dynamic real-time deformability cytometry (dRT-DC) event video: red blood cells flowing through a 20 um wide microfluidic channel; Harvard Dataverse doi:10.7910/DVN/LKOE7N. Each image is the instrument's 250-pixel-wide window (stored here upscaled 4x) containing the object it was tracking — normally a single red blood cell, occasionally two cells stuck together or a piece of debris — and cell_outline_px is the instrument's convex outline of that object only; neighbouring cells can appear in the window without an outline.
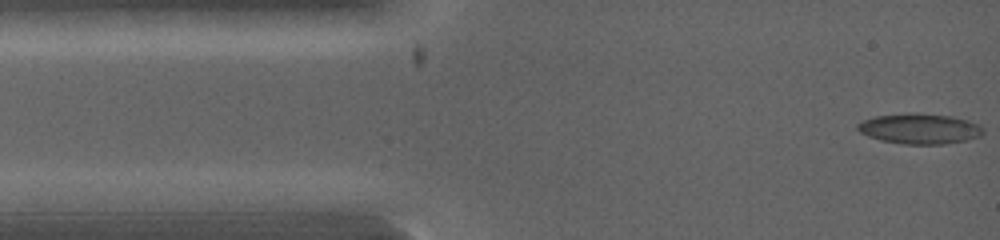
{"species": "common noctule bat (a hibernating species)", "species_latin": "Nyctalus noctula", "temperature_condition": "warm", "stored_images_in_passage": 27, "camera_frame_rate_fps": 5000, "um_per_image_px": 0.085, "animal": {"sex": "female", "body_mass_g": 19.0, "forearm_length_mm": 53.3}, "frame": {"image": 1, "passage_image": 1, "time_ms": 0.0, "image_size_px": [1000, 240], "cell_outline_px": [[984, 132], [980, 136], [964, 140], [944, 144], [904, 144], [880, 140], [868, 136], [860, 132], [856, 128], [856, 124], [864, 120], [876, 116], [908, 112], [916, 112], [952, 116], [968, 120], [980, 124]], "centroid_in_image_um": [78.16, 10.92], "position_along_channel_um": 6.8, "area_um2": 22.37}}
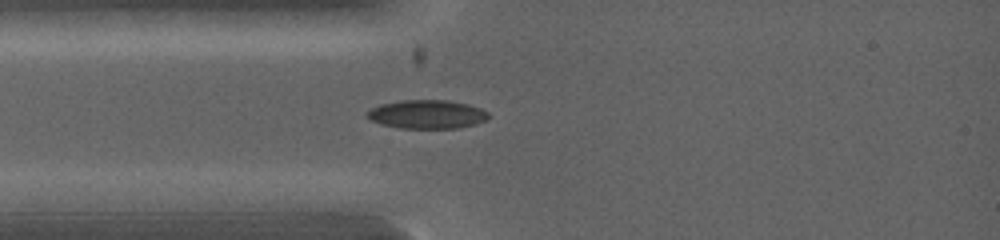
{"frame": {"image": 2, "passage_image": 15, "time_ms": 2.0, "image_size_px": [1000, 240], "cell_outline_px": [[488, 120], [476, 124], [456, 128], [400, 128], [380, 124], [364, 116], [372, 108], [380, 104], [400, 100], [448, 100], [468, 104], [480, 108], [488, 112]], "centroid_in_image_um": [36.3, 9.71], "position_along_channel_um": 48.7, "area_um2": 20.35}}
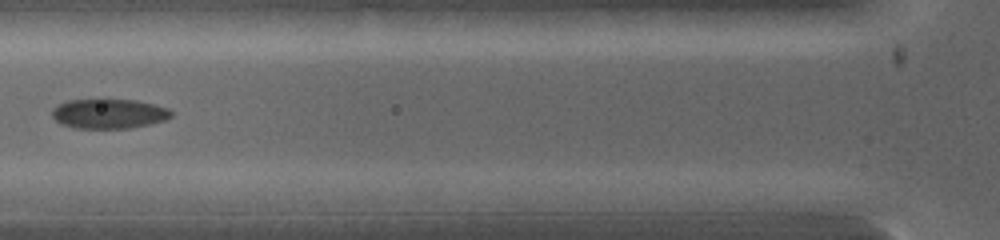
{"frame": {"image": 3, "passage_image": 24, "time_ms": 3.2, "image_size_px": [1000, 240], "cell_outline_px": [[172, 116], [164, 120], [148, 124], [128, 128], [76, 128], [60, 124], [52, 116], [52, 108], [68, 100], [100, 96], [104, 96], [136, 100], [168, 108], [172, 112]], "centroid_in_image_um": [9.21, 9.6], "position_along_channel_um": 116.6, "area_um2": 21.39}}